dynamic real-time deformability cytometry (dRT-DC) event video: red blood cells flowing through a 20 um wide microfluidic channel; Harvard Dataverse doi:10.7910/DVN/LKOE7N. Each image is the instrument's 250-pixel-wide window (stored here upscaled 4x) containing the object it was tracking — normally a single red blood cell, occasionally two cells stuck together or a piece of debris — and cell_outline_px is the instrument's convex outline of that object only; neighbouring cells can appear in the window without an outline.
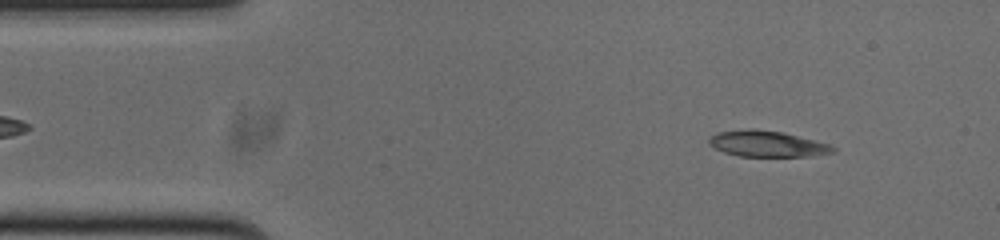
{"species": "common noctule bat (a hibernating species)", "species_latin": "Nyctalus noctula", "temperature_condition": "cold", "stored_images_in_passage": 51, "camera_frame_rate_fps": 3000, "um_per_image_px": 0.085, "animal": {"sex": "male", "body_mass_g": 20.0, "forearm_length_mm": 53.3}, "frame": {"image": 1, "passage_image": 5, "time_ms": 1.333, "image_size_px": [1000, 240], "cell_outline_px": [[836, 152], [812, 156], [740, 156], [724, 152], [708, 144], [708, 140], [716, 132], [748, 128], [752, 128], [784, 132], [828, 144], [836, 148]], "centroid_in_image_um": [65.2, 12.21], "position_along_channel_um": 19.8, "area_um2": 18.79}}
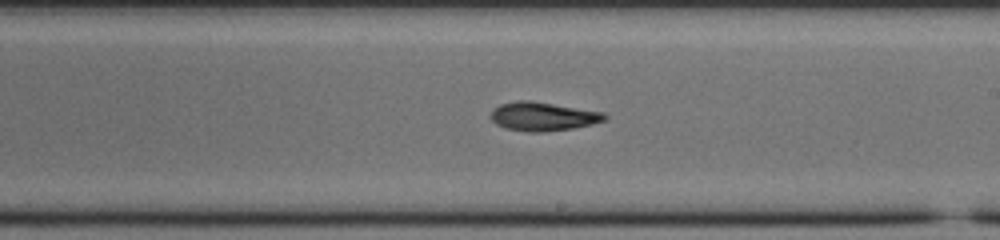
{"frame": {"image": 2, "passage_image": 28, "time_ms": 9.0, "image_size_px": [1000, 240], "cell_outline_px": [[608, 116], [604, 120], [592, 124], [572, 128], [544, 132], [528, 132], [504, 128], [496, 124], [488, 116], [492, 108], [500, 104], [520, 100], [528, 100], [604, 112]], "centroid_in_image_um": [46.09, 9.9], "position_along_channel_um": 242.9, "area_um2": 19.13}}
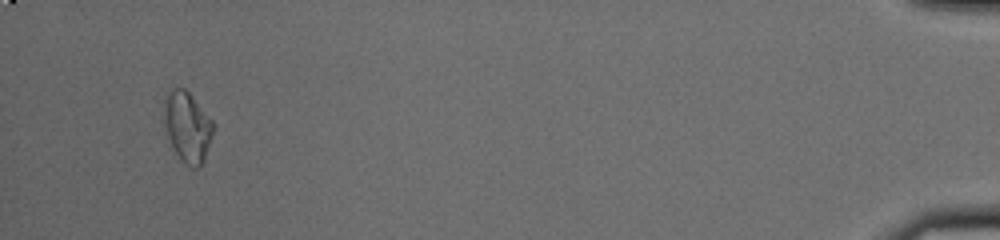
{"frame": {"image": 3, "passage_image": 49, "time_ms": 16.0, "image_size_px": [1000, 240], "cell_outline_px": [[216, 128], [204, 156], [200, 164], [196, 168], [192, 168], [180, 160], [168, 136], [164, 124], [164, 112], [168, 96], [172, 88], [184, 88], [188, 92], [216, 124]], "centroid_in_image_um": [15.97, 10.79], "position_along_channel_um": 419.2, "area_um2": 19.65}}